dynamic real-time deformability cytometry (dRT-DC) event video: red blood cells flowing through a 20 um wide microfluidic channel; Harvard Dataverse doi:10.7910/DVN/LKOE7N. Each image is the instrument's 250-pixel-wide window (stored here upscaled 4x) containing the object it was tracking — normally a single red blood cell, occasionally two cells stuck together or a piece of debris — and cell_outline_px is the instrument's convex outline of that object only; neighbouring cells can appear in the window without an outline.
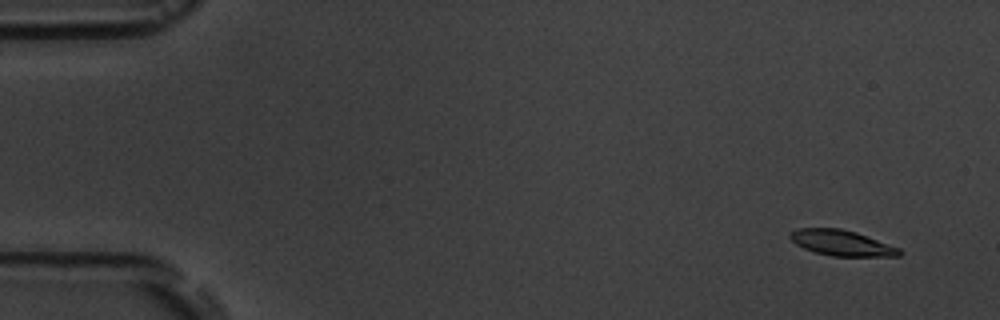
{"species": "common noctule bat (a hibernating species)", "species_latin": "Nyctalus noctula", "temperature_condition": "room temperature", "stored_images_in_passage": 4, "camera_frame_rate_fps": 3000, "um_per_image_px": 0.085, "animal": {"sex": "male", "body_mass_g": 19.5, "forearm_length_mm": 54.6}, "frame": {"image": 1, "passage_image": 1, "time_ms": 0.0, "image_size_px": [1000, 320], "cell_outline_px": [[904, 252], [900, 256], [832, 256], [816, 252], [804, 248], [796, 244], [788, 236], [796, 228], [840, 228], [856, 232], [900, 248]], "centroid_in_image_um": [71.56, 20.65], "position_along_channel_um": 13.4, "area_um2": 16.24}}